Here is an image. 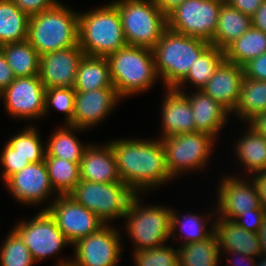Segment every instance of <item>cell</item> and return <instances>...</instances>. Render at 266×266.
Wrapping results in <instances>:
<instances>
[{"label": "cell", "instance_id": "cell-1", "mask_svg": "<svg viewBox=\"0 0 266 266\" xmlns=\"http://www.w3.org/2000/svg\"><path fill=\"white\" fill-rule=\"evenodd\" d=\"M108 143L115 154L122 182L138 195L174 180L168 171L165 150L159 138H121L108 140Z\"/></svg>", "mask_w": 266, "mask_h": 266}, {"label": "cell", "instance_id": "cell-2", "mask_svg": "<svg viewBox=\"0 0 266 266\" xmlns=\"http://www.w3.org/2000/svg\"><path fill=\"white\" fill-rule=\"evenodd\" d=\"M108 3L79 11L78 44L85 55L107 57L127 45L117 6Z\"/></svg>", "mask_w": 266, "mask_h": 266}, {"label": "cell", "instance_id": "cell-3", "mask_svg": "<svg viewBox=\"0 0 266 266\" xmlns=\"http://www.w3.org/2000/svg\"><path fill=\"white\" fill-rule=\"evenodd\" d=\"M113 85L121 99L147 92L159 79L149 48L126 45L106 57Z\"/></svg>", "mask_w": 266, "mask_h": 266}, {"label": "cell", "instance_id": "cell-4", "mask_svg": "<svg viewBox=\"0 0 266 266\" xmlns=\"http://www.w3.org/2000/svg\"><path fill=\"white\" fill-rule=\"evenodd\" d=\"M79 12L65 4L29 17V43L41 56L78 44Z\"/></svg>", "mask_w": 266, "mask_h": 266}, {"label": "cell", "instance_id": "cell-5", "mask_svg": "<svg viewBox=\"0 0 266 266\" xmlns=\"http://www.w3.org/2000/svg\"><path fill=\"white\" fill-rule=\"evenodd\" d=\"M209 45L205 40L167 28L152 49L156 72L164 89L174 88Z\"/></svg>", "mask_w": 266, "mask_h": 266}, {"label": "cell", "instance_id": "cell-6", "mask_svg": "<svg viewBox=\"0 0 266 266\" xmlns=\"http://www.w3.org/2000/svg\"><path fill=\"white\" fill-rule=\"evenodd\" d=\"M140 196L143 195L131 201L123 217V227L133 243V251L162 246L171 236L172 207L160 203L144 205Z\"/></svg>", "mask_w": 266, "mask_h": 266}, {"label": "cell", "instance_id": "cell-7", "mask_svg": "<svg viewBox=\"0 0 266 266\" xmlns=\"http://www.w3.org/2000/svg\"><path fill=\"white\" fill-rule=\"evenodd\" d=\"M118 9L127 45L153 49L168 28L153 0H111Z\"/></svg>", "mask_w": 266, "mask_h": 266}, {"label": "cell", "instance_id": "cell-8", "mask_svg": "<svg viewBox=\"0 0 266 266\" xmlns=\"http://www.w3.org/2000/svg\"><path fill=\"white\" fill-rule=\"evenodd\" d=\"M77 203L94 212L105 224L123 218L138 195L123 182L99 183L80 180L69 194ZM111 222V223H110Z\"/></svg>", "mask_w": 266, "mask_h": 266}, {"label": "cell", "instance_id": "cell-9", "mask_svg": "<svg viewBox=\"0 0 266 266\" xmlns=\"http://www.w3.org/2000/svg\"><path fill=\"white\" fill-rule=\"evenodd\" d=\"M160 140L165 150L168 171L175 180L188 172L204 170L209 165L217 139L209 133L193 132Z\"/></svg>", "mask_w": 266, "mask_h": 266}, {"label": "cell", "instance_id": "cell-10", "mask_svg": "<svg viewBox=\"0 0 266 266\" xmlns=\"http://www.w3.org/2000/svg\"><path fill=\"white\" fill-rule=\"evenodd\" d=\"M225 0H184L168 16V28L212 42L219 11Z\"/></svg>", "mask_w": 266, "mask_h": 266}, {"label": "cell", "instance_id": "cell-11", "mask_svg": "<svg viewBox=\"0 0 266 266\" xmlns=\"http://www.w3.org/2000/svg\"><path fill=\"white\" fill-rule=\"evenodd\" d=\"M36 216L14 225L13 229L24 240L36 263L59 255L64 247L72 246L57 227L56 221L47 210L39 209Z\"/></svg>", "mask_w": 266, "mask_h": 266}, {"label": "cell", "instance_id": "cell-12", "mask_svg": "<svg viewBox=\"0 0 266 266\" xmlns=\"http://www.w3.org/2000/svg\"><path fill=\"white\" fill-rule=\"evenodd\" d=\"M118 227L105 224L96 233L72 245L71 262L75 266H117L122 258L123 244Z\"/></svg>", "mask_w": 266, "mask_h": 266}, {"label": "cell", "instance_id": "cell-13", "mask_svg": "<svg viewBox=\"0 0 266 266\" xmlns=\"http://www.w3.org/2000/svg\"><path fill=\"white\" fill-rule=\"evenodd\" d=\"M45 93L39 75L19 77L0 93V100L13 120L35 121L44 117Z\"/></svg>", "mask_w": 266, "mask_h": 266}, {"label": "cell", "instance_id": "cell-14", "mask_svg": "<svg viewBox=\"0 0 266 266\" xmlns=\"http://www.w3.org/2000/svg\"><path fill=\"white\" fill-rule=\"evenodd\" d=\"M240 171L236 174L223 176L218 183L215 201L216 216L233 221L241 213L250 210L264 209L261 206L257 185L252 177H246ZM247 179L244 180V177ZM241 177V178H240Z\"/></svg>", "mask_w": 266, "mask_h": 266}, {"label": "cell", "instance_id": "cell-15", "mask_svg": "<svg viewBox=\"0 0 266 266\" xmlns=\"http://www.w3.org/2000/svg\"><path fill=\"white\" fill-rule=\"evenodd\" d=\"M4 185L18 203L28 207H41L51 199L52 201L43 207V210H46L58 196L51 185L45 161L30 163L11 175Z\"/></svg>", "mask_w": 266, "mask_h": 266}, {"label": "cell", "instance_id": "cell-16", "mask_svg": "<svg viewBox=\"0 0 266 266\" xmlns=\"http://www.w3.org/2000/svg\"><path fill=\"white\" fill-rule=\"evenodd\" d=\"M46 210L71 245L105 225L94 212L77 203L70 195H58Z\"/></svg>", "mask_w": 266, "mask_h": 266}, {"label": "cell", "instance_id": "cell-17", "mask_svg": "<svg viewBox=\"0 0 266 266\" xmlns=\"http://www.w3.org/2000/svg\"><path fill=\"white\" fill-rule=\"evenodd\" d=\"M121 100L115 88L75 91L73 126L88 130L100 125Z\"/></svg>", "mask_w": 266, "mask_h": 266}, {"label": "cell", "instance_id": "cell-18", "mask_svg": "<svg viewBox=\"0 0 266 266\" xmlns=\"http://www.w3.org/2000/svg\"><path fill=\"white\" fill-rule=\"evenodd\" d=\"M84 52L79 46H71L42 54L39 64V78L45 89L73 88L77 69Z\"/></svg>", "mask_w": 266, "mask_h": 266}, {"label": "cell", "instance_id": "cell-19", "mask_svg": "<svg viewBox=\"0 0 266 266\" xmlns=\"http://www.w3.org/2000/svg\"><path fill=\"white\" fill-rule=\"evenodd\" d=\"M165 91L160 111L161 135L158 138L198 132L186 94L174 88H165Z\"/></svg>", "mask_w": 266, "mask_h": 266}, {"label": "cell", "instance_id": "cell-20", "mask_svg": "<svg viewBox=\"0 0 266 266\" xmlns=\"http://www.w3.org/2000/svg\"><path fill=\"white\" fill-rule=\"evenodd\" d=\"M244 77L242 66L224 59L200 90L232 113L238 104Z\"/></svg>", "mask_w": 266, "mask_h": 266}, {"label": "cell", "instance_id": "cell-21", "mask_svg": "<svg viewBox=\"0 0 266 266\" xmlns=\"http://www.w3.org/2000/svg\"><path fill=\"white\" fill-rule=\"evenodd\" d=\"M80 179L90 182H122L116 163L115 154L108 143L94 142L85 148L80 162Z\"/></svg>", "mask_w": 266, "mask_h": 266}, {"label": "cell", "instance_id": "cell-22", "mask_svg": "<svg viewBox=\"0 0 266 266\" xmlns=\"http://www.w3.org/2000/svg\"><path fill=\"white\" fill-rule=\"evenodd\" d=\"M184 93L190 101L196 130L209 133L218 139V134L229 121L230 112L202 90Z\"/></svg>", "mask_w": 266, "mask_h": 266}, {"label": "cell", "instance_id": "cell-23", "mask_svg": "<svg viewBox=\"0 0 266 266\" xmlns=\"http://www.w3.org/2000/svg\"><path fill=\"white\" fill-rule=\"evenodd\" d=\"M214 233L220 251L239 252L257 259L262 255L260 240L257 233L245 230L234 221L216 216Z\"/></svg>", "mask_w": 266, "mask_h": 266}, {"label": "cell", "instance_id": "cell-24", "mask_svg": "<svg viewBox=\"0 0 266 266\" xmlns=\"http://www.w3.org/2000/svg\"><path fill=\"white\" fill-rule=\"evenodd\" d=\"M210 209H207L209 211L207 214L205 212V214L201 213L202 215L191 211L185 212L186 215H179V211H175L176 209L172 207L170 239H180L179 241L182 243L180 245H183L208 238L214 232V216H216L215 206Z\"/></svg>", "mask_w": 266, "mask_h": 266}, {"label": "cell", "instance_id": "cell-25", "mask_svg": "<svg viewBox=\"0 0 266 266\" xmlns=\"http://www.w3.org/2000/svg\"><path fill=\"white\" fill-rule=\"evenodd\" d=\"M245 133L235 140L234 154L247 176L266 170V138L258 134L246 123ZM250 174V175H248Z\"/></svg>", "mask_w": 266, "mask_h": 266}, {"label": "cell", "instance_id": "cell-26", "mask_svg": "<svg viewBox=\"0 0 266 266\" xmlns=\"http://www.w3.org/2000/svg\"><path fill=\"white\" fill-rule=\"evenodd\" d=\"M85 131L69 124L57 127L48 137L45 157H58L80 164L85 148L89 142L83 143L77 138L75 132Z\"/></svg>", "mask_w": 266, "mask_h": 266}, {"label": "cell", "instance_id": "cell-27", "mask_svg": "<svg viewBox=\"0 0 266 266\" xmlns=\"http://www.w3.org/2000/svg\"><path fill=\"white\" fill-rule=\"evenodd\" d=\"M251 26L250 16L224 2L219 11L216 31L210 45L224 51Z\"/></svg>", "mask_w": 266, "mask_h": 266}, {"label": "cell", "instance_id": "cell-28", "mask_svg": "<svg viewBox=\"0 0 266 266\" xmlns=\"http://www.w3.org/2000/svg\"><path fill=\"white\" fill-rule=\"evenodd\" d=\"M75 91L90 92L99 88H115L106 57L85 55L79 62Z\"/></svg>", "mask_w": 266, "mask_h": 266}, {"label": "cell", "instance_id": "cell-29", "mask_svg": "<svg viewBox=\"0 0 266 266\" xmlns=\"http://www.w3.org/2000/svg\"><path fill=\"white\" fill-rule=\"evenodd\" d=\"M34 125L28 124L25 129L11 136L2 147L0 155H20L30 163L44 161L46 143L42 141L39 129Z\"/></svg>", "mask_w": 266, "mask_h": 266}, {"label": "cell", "instance_id": "cell-30", "mask_svg": "<svg viewBox=\"0 0 266 266\" xmlns=\"http://www.w3.org/2000/svg\"><path fill=\"white\" fill-rule=\"evenodd\" d=\"M225 59L224 51L216 46L209 45L192 63L187 75L174 87L185 92L183 87L192 85L193 90H200L213 76L219 64Z\"/></svg>", "mask_w": 266, "mask_h": 266}, {"label": "cell", "instance_id": "cell-31", "mask_svg": "<svg viewBox=\"0 0 266 266\" xmlns=\"http://www.w3.org/2000/svg\"><path fill=\"white\" fill-rule=\"evenodd\" d=\"M29 16L12 0H0V46L28 38Z\"/></svg>", "mask_w": 266, "mask_h": 266}, {"label": "cell", "instance_id": "cell-32", "mask_svg": "<svg viewBox=\"0 0 266 266\" xmlns=\"http://www.w3.org/2000/svg\"><path fill=\"white\" fill-rule=\"evenodd\" d=\"M217 237L213 232L202 241L178 247V266H218L221 258Z\"/></svg>", "mask_w": 266, "mask_h": 266}, {"label": "cell", "instance_id": "cell-33", "mask_svg": "<svg viewBox=\"0 0 266 266\" xmlns=\"http://www.w3.org/2000/svg\"><path fill=\"white\" fill-rule=\"evenodd\" d=\"M16 78L39 75L40 55L28 40L0 46Z\"/></svg>", "mask_w": 266, "mask_h": 266}, {"label": "cell", "instance_id": "cell-34", "mask_svg": "<svg viewBox=\"0 0 266 266\" xmlns=\"http://www.w3.org/2000/svg\"><path fill=\"white\" fill-rule=\"evenodd\" d=\"M266 111V81L244 77L238 104L231 113L245 124L256 114Z\"/></svg>", "mask_w": 266, "mask_h": 266}, {"label": "cell", "instance_id": "cell-35", "mask_svg": "<svg viewBox=\"0 0 266 266\" xmlns=\"http://www.w3.org/2000/svg\"><path fill=\"white\" fill-rule=\"evenodd\" d=\"M263 53H266V33L253 26L224 50L227 61L242 67Z\"/></svg>", "mask_w": 266, "mask_h": 266}, {"label": "cell", "instance_id": "cell-36", "mask_svg": "<svg viewBox=\"0 0 266 266\" xmlns=\"http://www.w3.org/2000/svg\"><path fill=\"white\" fill-rule=\"evenodd\" d=\"M53 190L58 195H69L79 183L80 164L58 157H45Z\"/></svg>", "mask_w": 266, "mask_h": 266}, {"label": "cell", "instance_id": "cell-37", "mask_svg": "<svg viewBox=\"0 0 266 266\" xmlns=\"http://www.w3.org/2000/svg\"><path fill=\"white\" fill-rule=\"evenodd\" d=\"M36 264L20 235L11 228L0 247V266H33Z\"/></svg>", "mask_w": 266, "mask_h": 266}, {"label": "cell", "instance_id": "cell-38", "mask_svg": "<svg viewBox=\"0 0 266 266\" xmlns=\"http://www.w3.org/2000/svg\"><path fill=\"white\" fill-rule=\"evenodd\" d=\"M134 266H178V247L166 244L132 251Z\"/></svg>", "mask_w": 266, "mask_h": 266}, {"label": "cell", "instance_id": "cell-39", "mask_svg": "<svg viewBox=\"0 0 266 266\" xmlns=\"http://www.w3.org/2000/svg\"><path fill=\"white\" fill-rule=\"evenodd\" d=\"M74 100V88H47L45 93L44 117L46 118V116H48L51 108H55L56 111L65 115L63 124H69L73 126Z\"/></svg>", "mask_w": 266, "mask_h": 266}, {"label": "cell", "instance_id": "cell-40", "mask_svg": "<svg viewBox=\"0 0 266 266\" xmlns=\"http://www.w3.org/2000/svg\"><path fill=\"white\" fill-rule=\"evenodd\" d=\"M265 214V209L250 210V212L241 213L233 221L247 231L258 233Z\"/></svg>", "mask_w": 266, "mask_h": 266}, {"label": "cell", "instance_id": "cell-41", "mask_svg": "<svg viewBox=\"0 0 266 266\" xmlns=\"http://www.w3.org/2000/svg\"><path fill=\"white\" fill-rule=\"evenodd\" d=\"M30 162L20 155H0V165L3 168L1 179L3 183L14 173L21 171Z\"/></svg>", "mask_w": 266, "mask_h": 266}, {"label": "cell", "instance_id": "cell-42", "mask_svg": "<svg viewBox=\"0 0 266 266\" xmlns=\"http://www.w3.org/2000/svg\"><path fill=\"white\" fill-rule=\"evenodd\" d=\"M21 11L26 13L29 17L39 14L44 10H48L57 5L62 4L59 0H12Z\"/></svg>", "mask_w": 266, "mask_h": 266}, {"label": "cell", "instance_id": "cell-43", "mask_svg": "<svg viewBox=\"0 0 266 266\" xmlns=\"http://www.w3.org/2000/svg\"><path fill=\"white\" fill-rule=\"evenodd\" d=\"M243 69L246 78L266 81V53L247 62Z\"/></svg>", "mask_w": 266, "mask_h": 266}, {"label": "cell", "instance_id": "cell-44", "mask_svg": "<svg viewBox=\"0 0 266 266\" xmlns=\"http://www.w3.org/2000/svg\"><path fill=\"white\" fill-rule=\"evenodd\" d=\"M16 79L5 55L0 50V93L3 92Z\"/></svg>", "mask_w": 266, "mask_h": 266}, {"label": "cell", "instance_id": "cell-45", "mask_svg": "<svg viewBox=\"0 0 266 266\" xmlns=\"http://www.w3.org/2000/svg\"><path fill=\"white\" fill-rule=\"evenodd\" d=\"M264 0H225L231 7L236 8L242 13L252 16Z\"/></svg>", "mask_w": 266, "mask_h": 266}, {"label": "cell", "instance_id": "cell-46", "mask_svg": "<svg viewBox=\"0 0 266 266\" xmlns=\"http://www.w3.org/2000/svg\"><path fill=\"white\" fill-rule=\"evenodd\" d=\"M220 254H223V255L228 254V258L226 257V259H225V260H227L226 261L227 262L226 266H230V265L231 266H256V259L253 258V257L247 256V255H245L243 253H239V252H236V251H234V252L220 251ZM230 255H232L233 257L236 256L237 259L236 258L233 259V257L229 258ZM234 260L236 261V263L234 262Z\"/></svg>", "mask_w": 266, "mask_h": 266}, {"label": "cell", "instance_id": "cell-47", "mask_svg": "<svg viewBox=\"0 0 266 266\" xmlns=\"http://www.w3.org/2000/svg\"><path fill=\"white\" fill-rule=\"evenodd\" d=\"M251 24L254 28L266 33V0L263 1L257 11L251 16Z\"/></svg>", "mask_w": 266, "mask_h": 266}, {"label": "cell", "instance_id": "cell-48", "mask_svg": "<svg viewBox=\"0 0 266 266\" xmlns=\"http://www.w3.org/2000/svg\"><path fill=\"white\" fill-rule=\"evenodd\" d=\"M247 124L266 138V111L256 114Z\"/></svg>", "mask_w": 266, "mask_h": 266}, {"label": "cell", "instance_id": "cell-49", "mask_svg": "<svg viewBox=\"0 0 266 266\" xmlns=\"http://www.w3.org/2000/svg\"><path fill=\"white\" fill-rule=\"evenodd\" d=\"M251 177L257 185L261 206L266 210V170Z\"/></svg>", "mask_w": 266, "mask_h": 266}, {"label": "cell", "instance_id": "cell-50", "mask_svg": "<svg viewBox=\"0 0 266 266\" xmlns=\"http://www.w3.org/2000/svg\"><path fill=\"white\" fill-rule=\"evenodd\" d=\"M183 1L184 0H153L154 4L166 16L176 9Z\"/></svg>", "mask_w": 266, "mask_h": 266}, {"label": "cell", "instance_id": "cell-51", "mask_svg": "<svg viewBox=\"0 0 266 266\" xmlns=\"http://www.w3.org/2000/svg\"><path fill=\"white\" fill-rule=\"evenodd\" d=\"M257 234L259 236L262 254L266 255V214L264 215L262 226L260 227Z\"/></svg>", "mask_w": 266, "mask_h": 266}, {"label": "cell", "instance_id": "cell-52", "mask_svg": "<svg viewBox=\"0 0 266 266\" xmlns=\"http://www.w3.org/2000/svg\"><path fill=\"white\" fill-rule=\"evenodd\" d=\"M72 257H70L69 259L68 258H65V260L63 258L61 259H58L57 263L55 266H75L72 262Z\"/></svg>", "mask_w": 266, "mask_h": 266}, {"label": "cell", "instance_id": "cell-53", "mask_svg": "<svg viewBox=\"0 0 266 266\" xmlns=\"http://www.w3.org/2000/svg\"><path fill=\"white\" fill-rule=\"evenodd\" d=\"M261 258V259H260ZM259 259V260H257ZM256 259V266H266V255H261L259 258Z\"/></svg>", "mask_w": 266, "mask_h": 266}]
</instances>
